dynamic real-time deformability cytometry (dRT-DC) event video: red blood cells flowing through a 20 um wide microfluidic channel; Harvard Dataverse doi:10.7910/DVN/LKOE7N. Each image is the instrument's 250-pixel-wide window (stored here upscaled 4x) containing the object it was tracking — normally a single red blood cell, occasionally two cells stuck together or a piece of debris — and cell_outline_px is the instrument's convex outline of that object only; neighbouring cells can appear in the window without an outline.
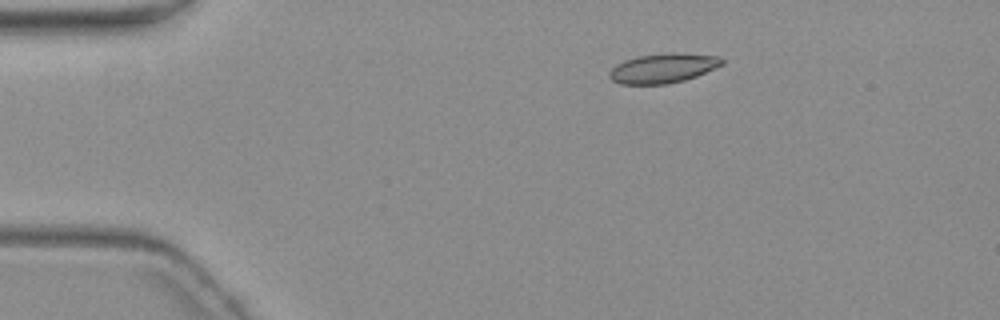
{"species": "common noctule bat (a hibernating species)", "species_latin": "Nyctalus noctula", "temperature_condition": "warm", "stored_images_in_passage": 4, "camera_frame_rate_fps": 3000, "um_per_image_px": 0.085, "animal": {"sex": "female", "body_mass_g": 19.3, "forearm_length_mm": 54.1}, "frame": {"image": 1, "passage_image": 1, "time_ms": 0.0, "image_size_px": [1000, 320], "cell_outline_px": [[724, 64], [696, 76], [684, 80], [668, 84], [620, 84], [612, 80], [608, 76], [608, 72], [616, 64], [624, 60], [636, 56], [672, 52], [720, 56], [724, 60]], "centroid_in_image_um": [56.34, 5.79], "position_along_channel_um": 28.7, "area_um2": 19.54}}
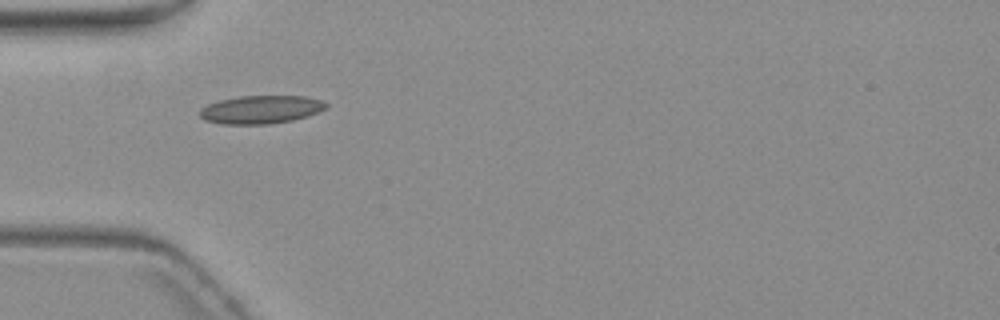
{"frame": {"image": 2, "passage_image": 3, "time_ms": 2.667, "image_size_px": [1000, 320], "cell_outline_px": [[328, 108], [308, 116], [292, 120], [268, 124], [224, 124], [204, 120], [200, 116], [200, 108], [208, 104], [220, 100], [240, 96], [304, 96], [320, 100], [328, 104]], "centroid_in_image_um": [22.18, 9.31], "position_along_channel_um": 62.8, "area_um2": 20.69}}
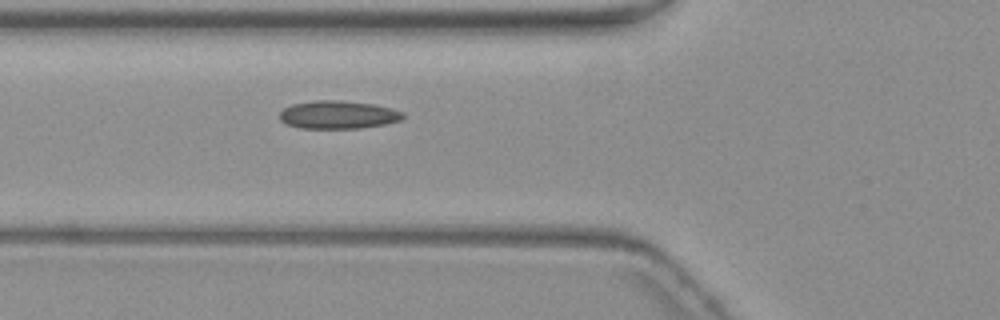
{"frame": {"image": 3, "passage_image": 4, "time_ms": 3.667, "image_size_px": [1000, 320], "cell_outline_px": [[404, 116], [400, 120], [384, 124], [360, 128], [300, 128], [288, 124], [280, 120], [280, 112], [284, 108], [292, 104], [312, 100], [340, 100], [376, 104], [392, 108], [404, 112]], "centroid_in_image_um": [28.75, 9.74], "position_along_channel_um": 97.1, "area_um2": 20.23}}